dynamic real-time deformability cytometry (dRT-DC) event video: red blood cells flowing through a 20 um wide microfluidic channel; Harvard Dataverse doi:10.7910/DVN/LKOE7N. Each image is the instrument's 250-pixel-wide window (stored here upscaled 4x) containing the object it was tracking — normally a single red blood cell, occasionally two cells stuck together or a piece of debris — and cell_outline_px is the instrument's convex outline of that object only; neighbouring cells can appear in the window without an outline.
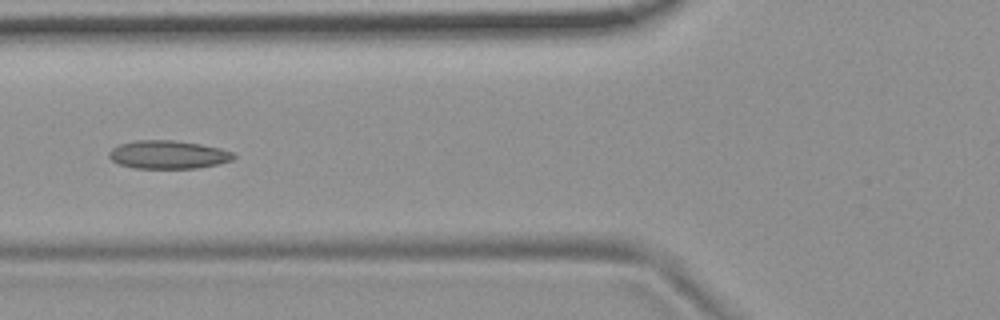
{"species": "common noctule bat (a hibernating species)", "species_latin": "Nyctalus noctula", "temperature_condition": "room temperature", "stored_images_in_passage": 53, "camera_frame_rate_fps": 3000, "um_per_image_px": 0.085, "animal": {"sex": "female", "body_mass_g": 19.9}, "frame": {"image": 1, "passage_image": 20, "time_ms": 6.333, "image_size_px": [1000, 320], "cell_outline_px": [[236, 156], [232, 160], [200, 168], [136, 168], [120, 164], [112, 160], [108, 156], [108, 152], [112, 148], [120, 144], [136, 140], [172, 140], [200, 144], [220, 148], [236, 152]], "centroid_in_image_um": [14.31, 13.14], "position_along_channel_um": 111.5, "area_um2": 20.52}}
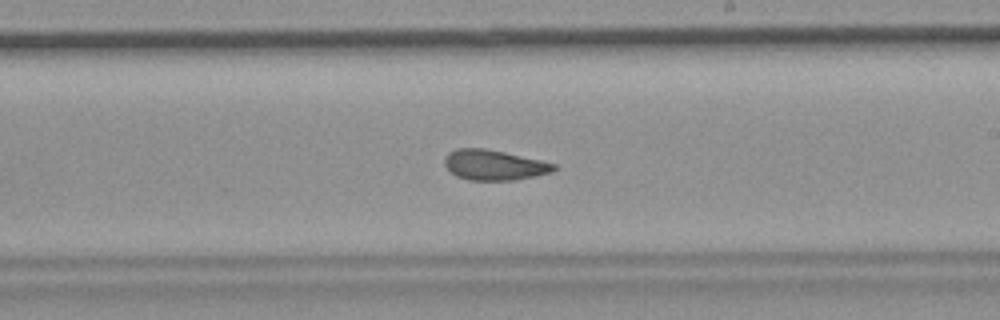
{"frame": {"image": 2, "passage_image": 31, "time_ms": 10.0, "image_size_px": [1000, 320], "cell_outline_px": [[556, 168], [552, 172], [536, 176], [516, 180], [468, 180], [456, 176], [444, 164], [444, 156], [448, 152], [456, 148], [484, 148], [504, 152], [540, 160], [556, 164]], "centroid_in_image_um": [41.98, 14.02], "position_along_channel_um": 247.0, "area_um2": 19.31}}
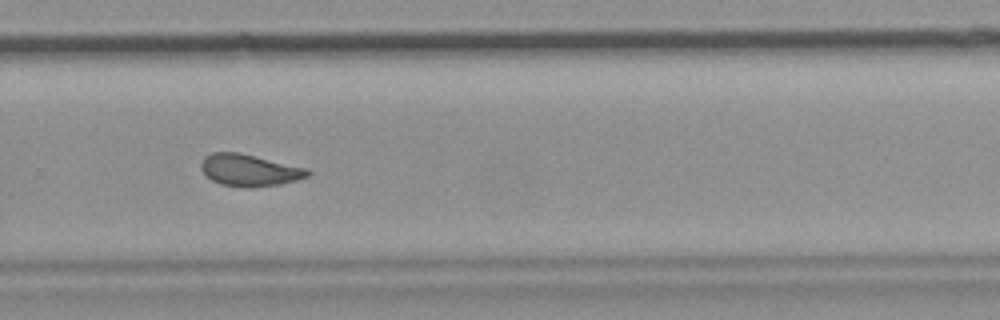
{"frame": {"image": 3, "passage_image": 36, "time_ms": 11.667, "image_size_px": [1000, 320], "cell_outline_px": [[312, 172], [308, 176], [296, 180], [280, 184], [252, 188], [244, 188], [220, 184], [212, 180], [200, 168], [200, 164], [204, 156], [212, 152], [240, 152], [308, 168]], "centroid_in_image_um": [21.21, 14.46], "position_along_channel_um": 308.6, "area_um2": 20.06}, "authors_computed_cell_mechanics": {"area_um2": 20.0566, "velocity_mm_per_s": 3.7053, "shape_relaxation_time_tau1_ms": null, "shape_relaxation_time_tau2_ms": 2.2224, "deformation_change_tau1": null, "deformation_change_tau2": 0.0937}}